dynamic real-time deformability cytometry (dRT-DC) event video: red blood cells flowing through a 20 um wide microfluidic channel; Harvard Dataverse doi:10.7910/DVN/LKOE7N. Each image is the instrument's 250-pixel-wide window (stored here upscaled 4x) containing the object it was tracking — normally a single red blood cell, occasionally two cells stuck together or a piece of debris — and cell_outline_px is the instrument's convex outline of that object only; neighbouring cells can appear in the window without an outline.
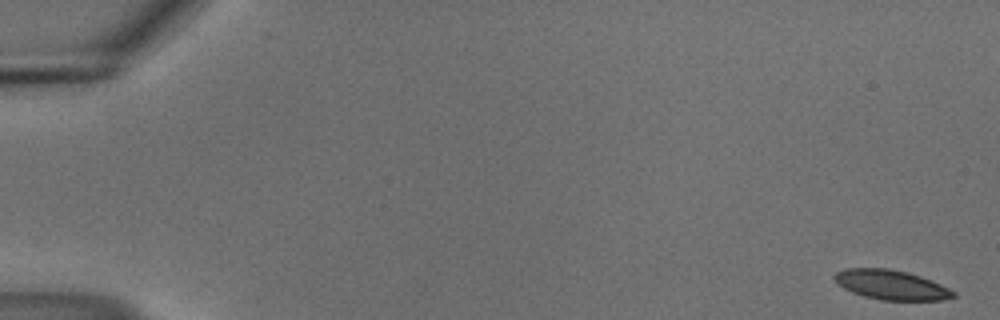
{"species": "common noctule bat (a hibernating species)", "species_latin": "Nyctalus noctula", "temperature_condition": "cold", "stored_images_in_passage": 55, "camera_frame_rate_fps": 3000, "um_per_image_px": 0.085, "animal": {"sex": "male", "body_mass_g": 18.8}, "frame": {"image": 1, "passage_image": 1, "time_ms": 0.0, "image_size_px": [1000, 320], "cell_outline_px": [[956, 296], [944, 300], [880, 300], [864, 296], [852, 292], [844, 288], [832, 276], [836, 272], [848, 268], [888, 268], [908, 272], [920, 276], [940, 284], [956, 292]], "centroid_in_image_um": [75.77, 24.21], "position_along_channel_um": 9.2, "area_um2": 20.4}}
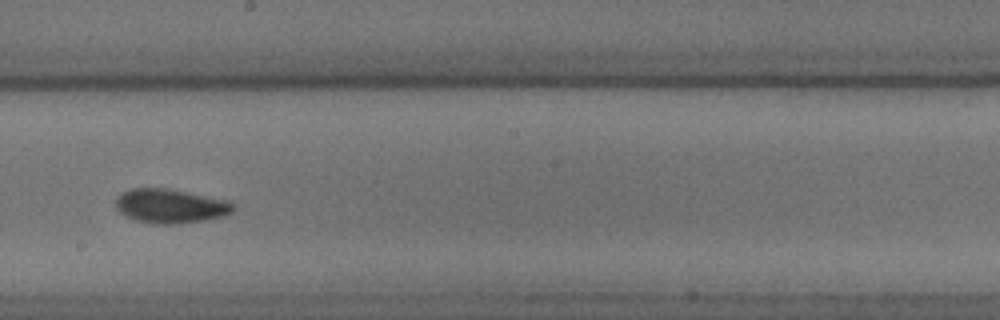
{"frame": {"image": 2, "passage_image": 32, "time_ms": 10.333, "image_size_px": [1000, 320], "cell_outline_px": [[236, 208], [232, 212], [224, 216], [212, 220], [180, 224], [152, 224], [136, 220], [124, 216], [116, 208], [116, 196], [132, 188], [168, 188], [232, 200], [236, 204]], "centroid_in_image_um": [14.57, 17.52], "position_along_channel_um": 233.6, "area_um2": 24.16}}
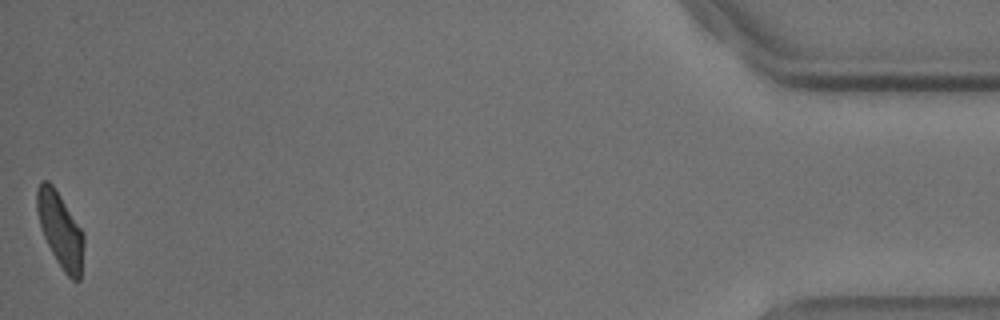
{"frame": {"image": 3, "passage_image": 55, "time_ms": 18.0, "image_size_px": [1000, 320], "cell_outline_px": [[84, 248], [80, 280], [72, 280], [64, 272], [56, 260], [44, 236], [40, 224], [36, 208], [36, 192], [40, 180], [48, 180], [52, 184], [80, 228], [84, 236]], "centroid_in_image_um": [5.12, 19.55], "position_along_channel_um": 430.1, "area_um2": 20.11}, "authors_computed_cell_mechanics": {"area_um2": 21.675, "velocity_mm_per_s": 3.6803, "shape_relaxation_time_tau1_ms": 5.8812, "shape_relaxation_time_tau2_ms": 4.6444, "deformation_change_tau1": 0.1472, "deformation_change_tau2": 0.0792}}